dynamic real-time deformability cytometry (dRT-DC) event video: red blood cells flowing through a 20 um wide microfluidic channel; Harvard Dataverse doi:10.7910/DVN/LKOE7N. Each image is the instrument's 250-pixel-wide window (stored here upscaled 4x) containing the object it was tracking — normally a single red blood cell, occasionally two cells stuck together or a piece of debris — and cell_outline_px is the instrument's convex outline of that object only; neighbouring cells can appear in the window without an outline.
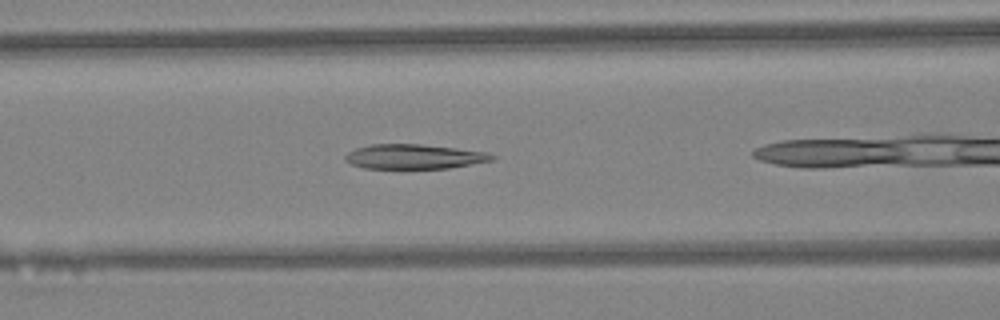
{"species": "Egyptian fruit bat (a non-hibernating species)", "species_latin": "Rousettus aegyptiacus", "temperature_condition": "warm", "stored_images_in_passage": 22, "camera_frame_rate_fps": 3000, "um_per_image_px": 0.085, "animal": {"sex": "female"}, "frame": {"image": 1, "passage_image": 5, "time_ms": 1.333, "image_size_px": [1000, 320], "cell_outline_px": [[496, 156], [492, 160], [448, 168], [364, 168], [352, 164], [344, 160], [344, 156], [348, 152], [356, 148], [372, 144], [420, 144], [456, 148], [488, 152]], "centroid_in_image_um": [35.18, 13.3], "position_along_channel_um": 131.4, "area_um2": 20.92}}
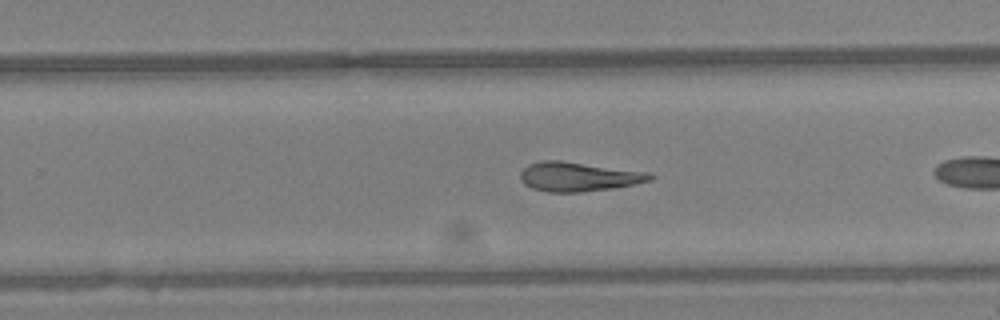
{"frame": {"image": 2, "passage_image": 15, "time_ms": 4.667, "image_size_px": [1000, 320], "cell_outline_px": [[656, 176], [652, 180], [636, 184], [612, 188], [580, 192], [548, 192], [532, 188], [524, 184], [520, 176], [520, 172], [528, 164], [544, 160], [560, 160], [648, 172]], "centroid_in_image_um": [49.18, 15.01], "position_along_channel_um": 280.6, "area_um2": 22.14}}
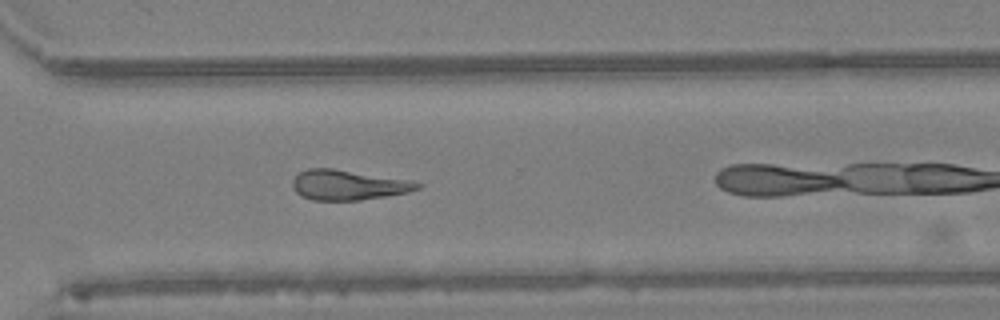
{"frame": {"image": 3, "passage_image": 19, "time_ms": 6.0, "image_size_px": [1000, 320], "cell_outline_px": [[424, 184], [420, 188], [408, 192], [360, 200], [312, 200], [300, 196], [292, 188], [292, 180], [300, 172], [308, 168], [332, 168]], "centroid_in_image_um": [29.49, 15.74], "position_along_channel_um": 341.1, "area_um2": 21.33}}